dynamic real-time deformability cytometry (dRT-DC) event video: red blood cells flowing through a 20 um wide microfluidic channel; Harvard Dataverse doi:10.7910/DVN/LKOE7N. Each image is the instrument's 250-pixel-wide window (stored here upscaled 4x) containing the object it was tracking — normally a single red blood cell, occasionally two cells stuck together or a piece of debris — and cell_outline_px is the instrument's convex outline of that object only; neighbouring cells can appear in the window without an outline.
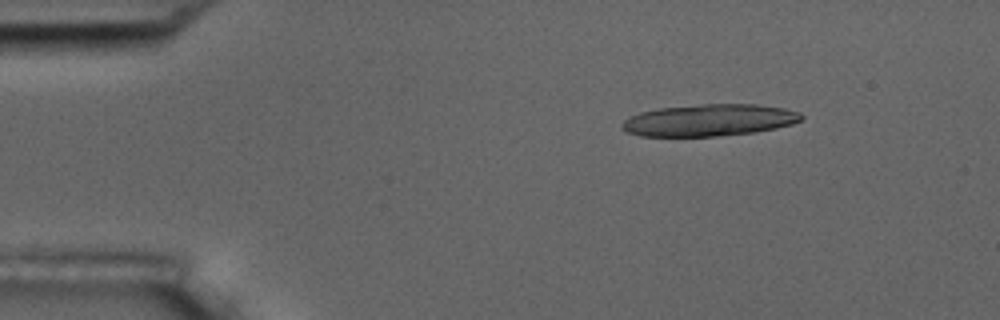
{"species": "common noctule bat (a hibernating species)", "species_latin": "Nyctalus noctula", "temperature_condition": "room temperature", "stored_images_in_passage": 10, "camera_frame_rate_fps": 3000, "um_per_image_px": 0.085, "animal": {"sex": "male", "body_mass_g": 17.5, "forearm_length_mm": 52.3}, "frame": {"image": 1, "passage_image": 2, "time_ms": 0.333, "image_size_px": [1000, 320], "cell_outline_px": [[804, 116], [800, 120], [792, 124], [776, 128], [756, 132], [720, 136], [640, 136], [628, 132], [620, 128], [620, 124], [628, 116], [640, 112], [660, 108], [700, 104], [756, 104], [784, 108], [800, 112]], "centroid_in_image_um": [60.27, 10.21], "position_along_channel_um": 24.7, "area_um2": 33.52}}
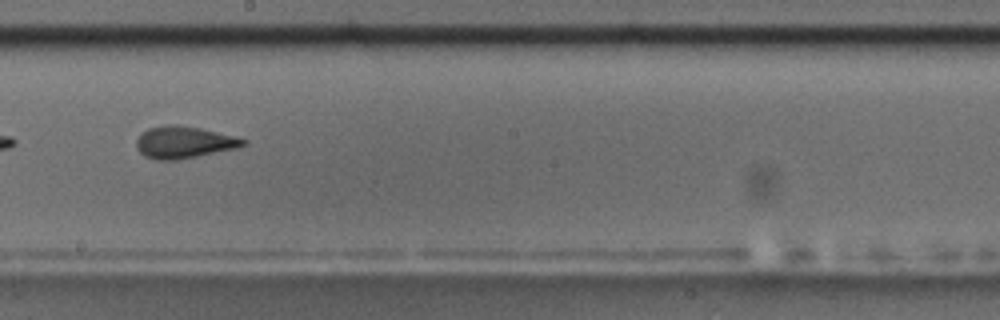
{"frame": {"image": 2, "passage_image": 9, "time_ms": 2.667, "image_size_px": [1000, 320], "cell_outline_px": [[248, 144], [236, 148], [176, 160], [156, 160], [144, 156], [136, 148], [136, 140], [140, 132], [148, 128], [168, 124], [176, 124], [200, 128], [236, 136], [248, 140]], "centroid_in_image_um": [15.61, 12.08], "position_along_channel_um": 232.6, "area_um2": 20.06}}
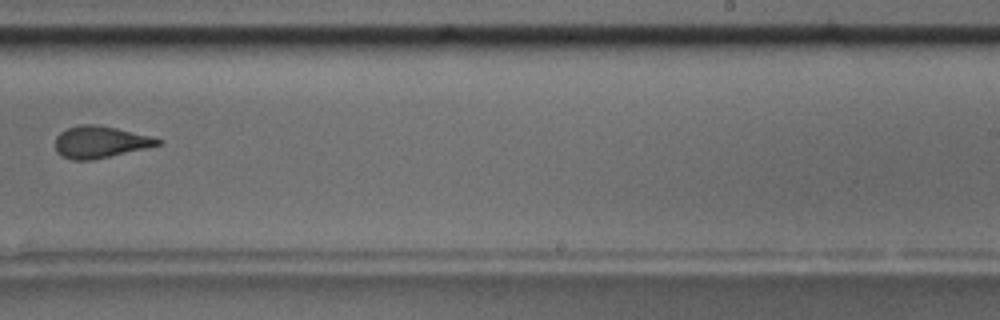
{"frame": {"image": 3, "passage_image": 10, "time_ms": 3.0, "image_size_px": [1000, 320], "cell_outline_px": [[164, 144], [92, 160], [72, 160], [60, 156], [56, 152], [56, 136], [60, 132], [68, 128], [80, 124], [96, 124], [116, 128], [164, 140]], "centroid_in_image_um": [8.5, 12.08], "position_along_channel_um": 280.5, "area_um2": 19.02}}